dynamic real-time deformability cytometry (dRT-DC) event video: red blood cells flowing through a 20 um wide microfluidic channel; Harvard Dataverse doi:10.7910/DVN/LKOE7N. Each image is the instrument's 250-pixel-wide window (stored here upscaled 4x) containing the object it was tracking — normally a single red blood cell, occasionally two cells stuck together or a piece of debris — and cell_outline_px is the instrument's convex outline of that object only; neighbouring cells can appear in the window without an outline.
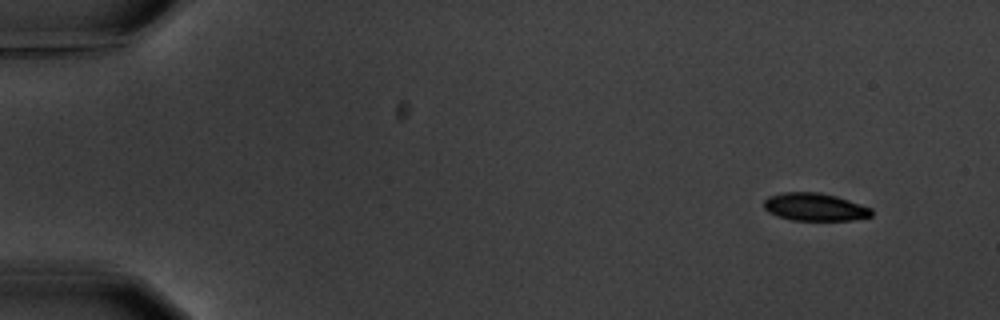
{"species": "common noctule bat (a hibernating species)", "species_latin": "Nyctalus noctula", "temperature_condition": "warm", "stored_images_in_passage": 6, "camera_frame_rate_fps": 3000, "um_per_image_px": 0.085, "animal": {"sex": "male", "body_mass_g": 20.1, "forearm_length_mm": 53.5}, "frame": {"image": 1, "passage_image": 1, "time_ms": 0.0, "image_size_px": [1000, 320], "cell_outline_px": [[872, 216], [852, 220], [792, 220], [776, 216], [768, 212], [764, 208], [764, 200], [768, 196], [784, 192], [820, 192], [836, 196], [872, 208]], "centroid_in_image_um": [69.24, 17.59], "position_along_channel_um": 15.8, "area_um2": 17.46}}
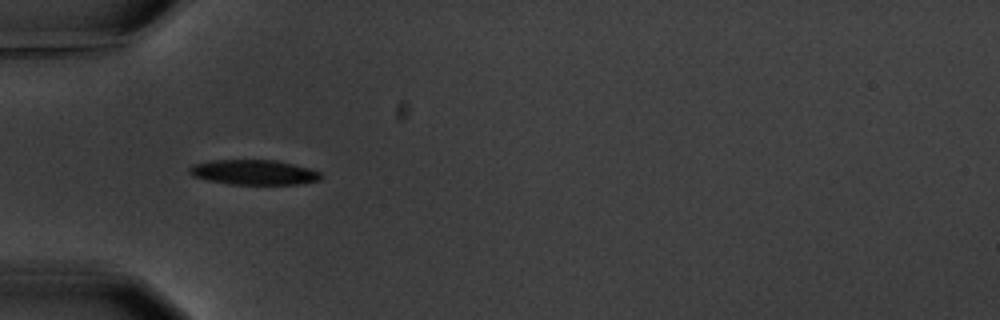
{"frame": {"image": 2, "passage_image": 5, "time_ms": 4.667, "image_size_px": [1000, 320], "cell_outline_px": [[324, 176], [320, 180], [300, 184], [228, 184], [208, 180], [192, 176], [188, 172], [188, 168], [192, 164], [212, 160], [276, 160], [308, 168], [320, 172]], "centroid_in_image_um": [21.56, 14.64], "position_along_channel_um": 63.4, "area_um2": 19.19}}
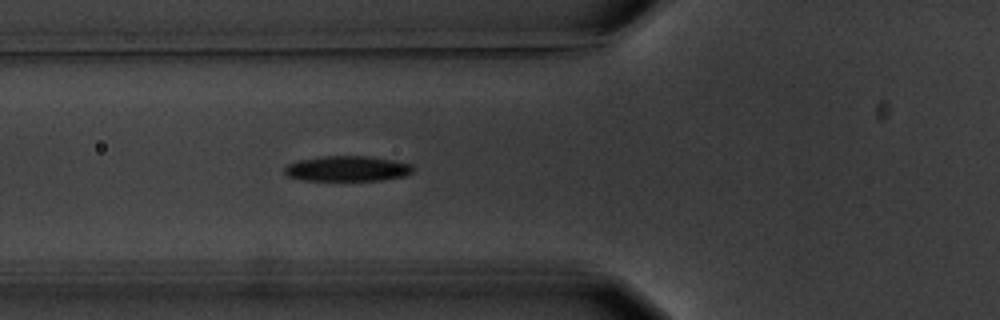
{"frame": {"image": 3, "passage_image": 6, "time_ms": 5.667, "image_size_px": [1000, 320], "cell_outline_px": [[412, 172], [404, 176], [380, 180], [300, 180], [288, 176], [284, 172], [284, 168], [288, 164], [296, 160], [324, 156], [364, 156], [392, 160], [412, 164]], "centroid_in_image_um": [29.47, 14.33], "position_along_channel_um": 96.3, "area_um2": 18.84}}